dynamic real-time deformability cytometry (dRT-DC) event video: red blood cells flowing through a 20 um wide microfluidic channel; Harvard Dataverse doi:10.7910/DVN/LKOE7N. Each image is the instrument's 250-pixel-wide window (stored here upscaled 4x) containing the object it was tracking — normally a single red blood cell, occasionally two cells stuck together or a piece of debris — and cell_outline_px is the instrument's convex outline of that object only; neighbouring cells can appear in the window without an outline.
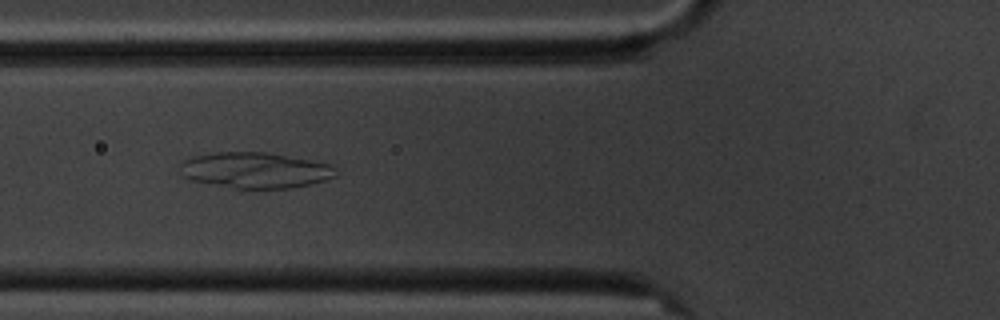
{"species": "common noctule bat (a hibernating species)", "species_latin": "Nyctalus noctula", "temperature_condition": "cold", "stored_images_in_passage": 4, "camera_frame_rate_fps": 3000, "um_per_image_px": 0.085, "animal": {"sex": "male", "body_mass_g": 20.1, "forearm_length_mm": 53.5}, "frame": {"image": 1, "passage_image": 4, "time_ms": 3.667, "image_size_px": [1000, 320], "cell_outline_px": [[336, 176], [324, 180], [308, 184], [288, 188], [236, 188], [192, 180], [184, 176], [180, 172], [180, 164], [184, 160], [192, 156], [212, 152], [268, 152], [312, 160], [332, 164], [336, 168]], "centroid_in_image_um": [21.69, 14.45], "position_along_channel_um": 104.1, "area_um2": 32.43}}